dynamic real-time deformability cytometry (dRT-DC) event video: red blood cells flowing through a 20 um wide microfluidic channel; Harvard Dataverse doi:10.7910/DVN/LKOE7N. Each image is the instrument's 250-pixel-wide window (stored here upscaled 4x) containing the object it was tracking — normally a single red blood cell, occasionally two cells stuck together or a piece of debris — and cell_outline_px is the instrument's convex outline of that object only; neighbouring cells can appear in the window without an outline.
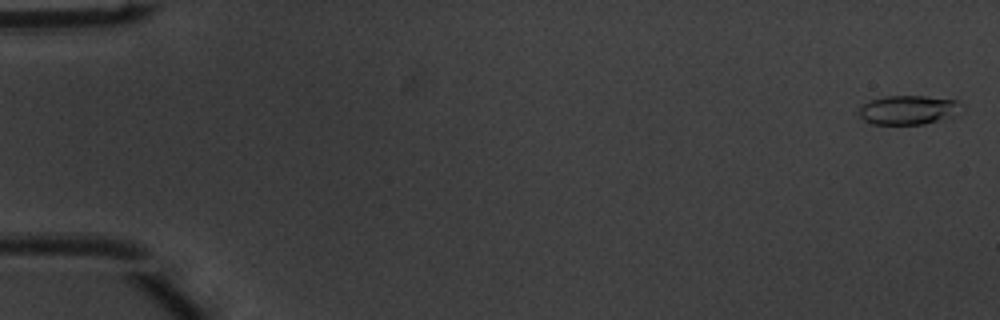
{"species": "common noctule bat (a hibernating species)", "species_latin": "Nyctalus noctula", "temperature_condition": "warm", "stored_images_in_passage": 51, "camera_frame_rate_fps": 3000, "um_per_image_px": 0.085, "animal": {"sex": "male", "body_mass_g": 20.1, "forearm_length_mm": 53.5}, "frame": {"image": 1, "passage_image": 1, "time_ms": 0.0, "image_size_px": [1000, 320], "cell_outline_px": [[964, 108], [936, 120], [924, 124], [872, 124], [864, 120], [860, 116], [860, 108], [864, 104], [872, 100], [884, 96], [924, 96], [960, 100]], "centroid_in_image_um": [77.19, 9.32], "position_along_channel_um": 7.8, "area_um2": 16.99}}
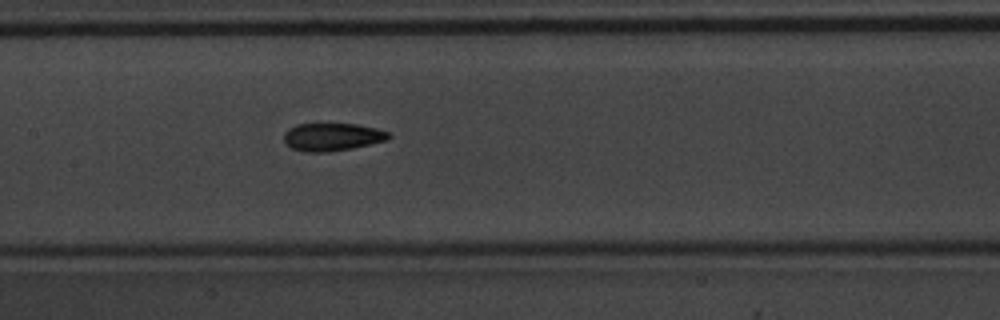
{"frame": {"image": 2, "passage_image": 25, "time_ms": 8.0, "image_size_px": [1000, 320], "cell_outline_px": [[392, 136], [388, 140], [352, 148], [328, 152], [304, 152], [292, 148], [284, 140], [284, 132], [288, 128], [296, 124], [356, 124], [376, 128], [388, 132]], "centroid_in_image_um": [28.24, 11.64], "position_along_channel_um": 179.2, "area_um2": 16.99}}
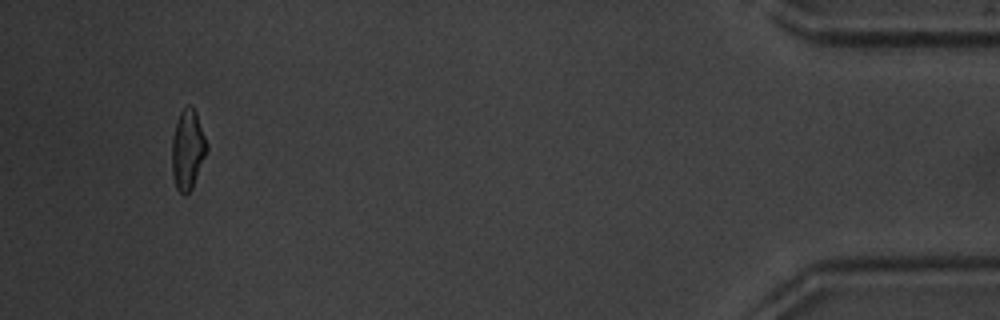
{"frame": {"image": 3, "passage_image": 48, "time_ms": 15.667, "image_size_px": [1000, 320], "cell_outline_px": [[208, 152], [192, 188], [184, 196], [176, 188], [172, 176], [172, 136], [176, 120], [180, 112], [188, 104], [196, 112], [208, 144]], "centroid_in_image_um": [15.96, 12.73], "position_along_channel_um": 419.2, "area_um2": 16.47}, "authors_computed_cell_mechanics": {"area_um2": 16.7042, "velocity_mm_per_s": 4.0297, "shape_relaxation_time_tau1_ms": 2.7232, "shape_relaxation_time_tau2_ms": 1.7613, "deformation_change_tau1": 0.1454, "deformation_change_tau2": 0.0751}}